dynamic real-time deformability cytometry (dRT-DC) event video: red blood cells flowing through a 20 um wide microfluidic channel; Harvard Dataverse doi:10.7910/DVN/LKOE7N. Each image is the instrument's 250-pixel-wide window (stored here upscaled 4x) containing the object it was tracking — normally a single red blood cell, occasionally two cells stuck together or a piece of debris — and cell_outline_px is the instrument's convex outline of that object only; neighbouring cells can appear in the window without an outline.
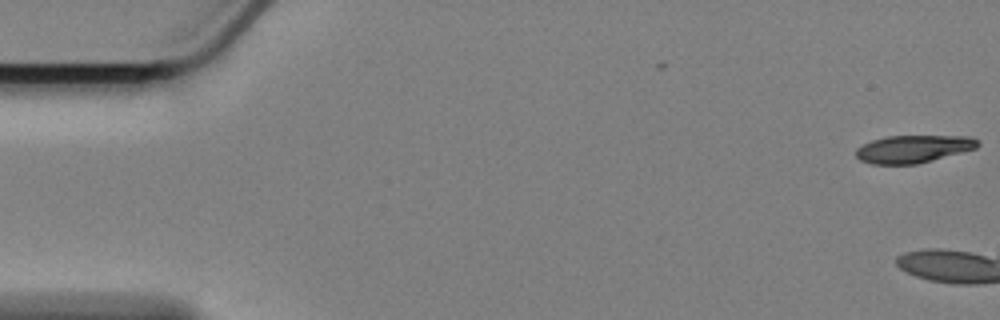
{"species": "Egyptian fruit bat (a non-hibernating species)", "species_latin": "Rousettus aegyptiacus", "temperature_condition": "cold", "stored_images_in_passage": 2, "camera_frame_rate_fps": 3000, "um_per_image_px": 0.085, "animal": {"sex": "female"}, "frame": {"image": 1, "passage_image": 2, "time_ms": 0.333, "image_size_px": [1000, 320], "cell_outline_px": [[980, 144], [976, 148], [916, 164], [872, 164], [860, 160], [856, 156], [856, 148], [872, 140], [888, 136], [968, 136], [976, 140]], "centroid_in_image_um": [77.59, 12.66], "position_along_channel_um": 7.4, "area_um2": 19.31}}